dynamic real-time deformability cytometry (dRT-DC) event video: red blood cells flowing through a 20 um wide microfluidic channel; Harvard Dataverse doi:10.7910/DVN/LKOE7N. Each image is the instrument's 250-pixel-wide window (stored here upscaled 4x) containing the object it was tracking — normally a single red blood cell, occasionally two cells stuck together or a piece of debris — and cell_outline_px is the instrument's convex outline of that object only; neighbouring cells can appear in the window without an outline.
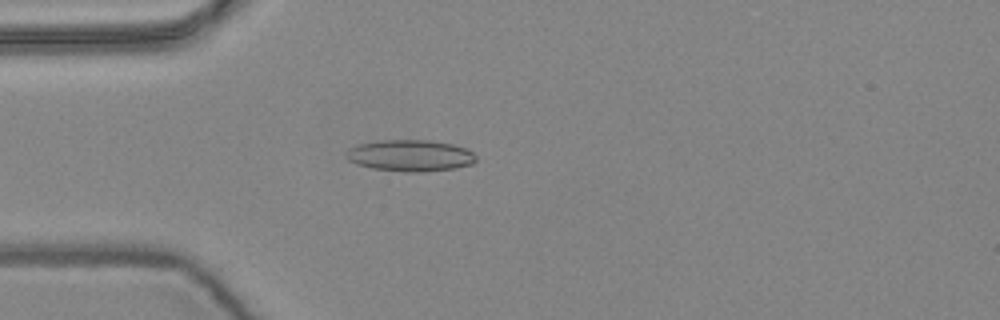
{"species": "common noctule bat (a hibernating species)", "species_latin": "Nyctalus noctula", "temperature_condition": "warm", "stored_images_in_passage": 5, "camera_frame_rate_fps": 3000, "um_per_image_px": 0.085, "animal": {"sex": "female", "body_mass_g": 24.6, "forearm_length_mm": 56.2}, "frame": {"image": 1, "passage_image": 5, "time_ms": 1.333, "image_size_px": [1000, 320], "cell_outline_px": [[476, 160], [472, 164], [456, 168], [420, 172], [408, 172], [372, 168], [356, 164], [348, 160], [348, 148], [360, 144], [380, 140], [428, 140], [452, 144], [464, 148], [472, 152], [476, 156]], "centroid_in_image_um": [34.89, 13.22], "position_along_channel_um": 50.1, "area_um2": 23.64}}